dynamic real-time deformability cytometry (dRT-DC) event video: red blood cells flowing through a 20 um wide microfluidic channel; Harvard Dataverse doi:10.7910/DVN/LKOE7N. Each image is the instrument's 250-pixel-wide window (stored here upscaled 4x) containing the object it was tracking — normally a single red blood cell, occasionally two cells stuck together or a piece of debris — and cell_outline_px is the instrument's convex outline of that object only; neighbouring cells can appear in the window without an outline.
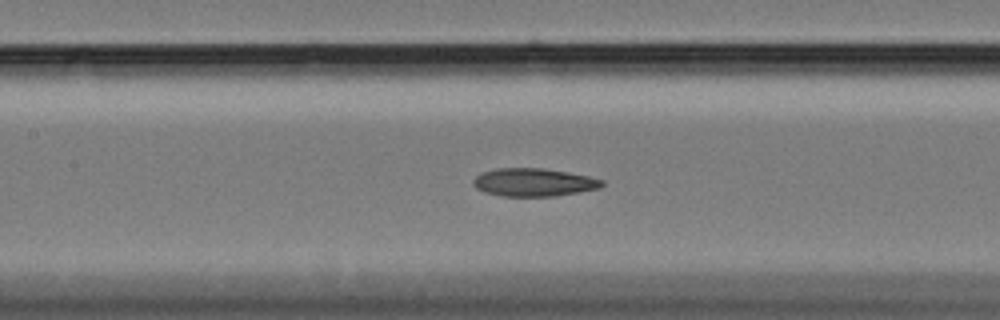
{"species": "Egyptian fruit bat (a non-hibernating species)", "species_latin": "Rousettus aegyptiacus", "temperature_condition": "cold", "stored_images_in_passage": 54, "camera_frame_rate_fps": 3000, "um_per_image_px": 0.085, "animal": {"sex": "female"}, "frame": {"image": 1, "passage_image": 23, "time_ms": 7.333, "image_size_px": [1000, 320], "cell_outline_px": [[604, 184], [600, 188], [556, 196], [500, 196], [484, 192], [476, 188], [472, 184], [472, 180], [476, 176], [484, 172], [500, 168], [540, 168], [568, 172], [588, 176], [604, 180]], "centroid_in_image_um": [45.36, 15.5], "position_along_channel_um": 162.0, "area_um2": 20.98}}
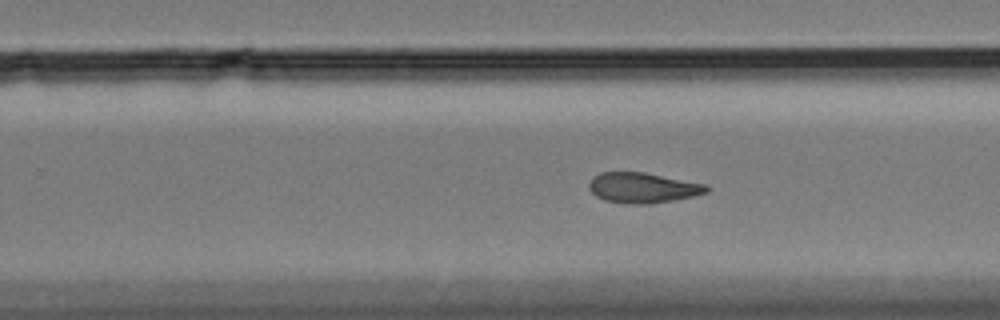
{"frame": {"image": 2, "passage_image": 33, "time_ms": 10.667, "image_size_px": [1000, 320], "cell_outline_px": [[708, 192], [692, 196], [652, 204], [628, 204], [604, 200], [596, 196], [588, 188], [588, 184], [592, 176], [600, 172], [644, 172], [708, 184]], "centroid_in_image_um": [54.61, 15.95], "position_along_channel_um": 275.2, "area_um2": 20.92}}
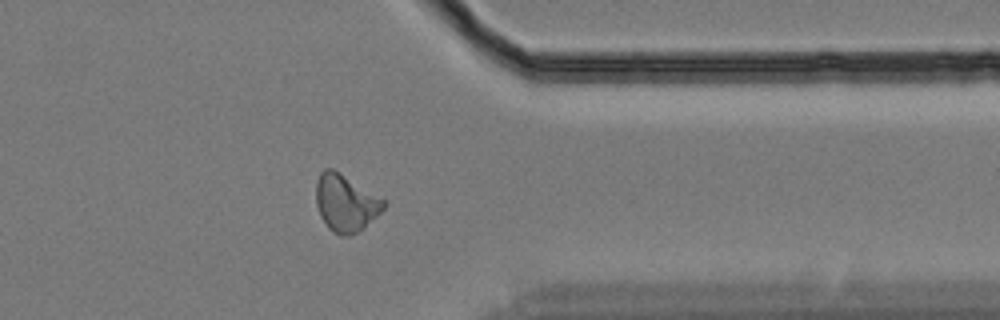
{"frame": {"image": 3, "passage_image": 43, "time_ms": 14.0, "image_size_px": [1000, 320], "cell_outline_px": [[388, 204], [364, 228], [348, 236], [340, 236], [332, 232], [328, 228], [320, 216], [316, 204], [316, 180], [320, 172], [324, 168], [332, 168], [384, 200]], "centroid_in_image_um": [29.34, 17.27], "position_along_channel_um": 382.1, "area_um2": 22.31}, "authors_computed_cell_mechanics": {"area_um2": 21.386, "velocity_mm_per_s": 3.418, "shape_relaxation_time_tau1_ms": null, "shape_relaxation_time_tau2_ms": 4.6742, "deformation_change_tau1": null, "deformation_change_tau2": 0.1074}}